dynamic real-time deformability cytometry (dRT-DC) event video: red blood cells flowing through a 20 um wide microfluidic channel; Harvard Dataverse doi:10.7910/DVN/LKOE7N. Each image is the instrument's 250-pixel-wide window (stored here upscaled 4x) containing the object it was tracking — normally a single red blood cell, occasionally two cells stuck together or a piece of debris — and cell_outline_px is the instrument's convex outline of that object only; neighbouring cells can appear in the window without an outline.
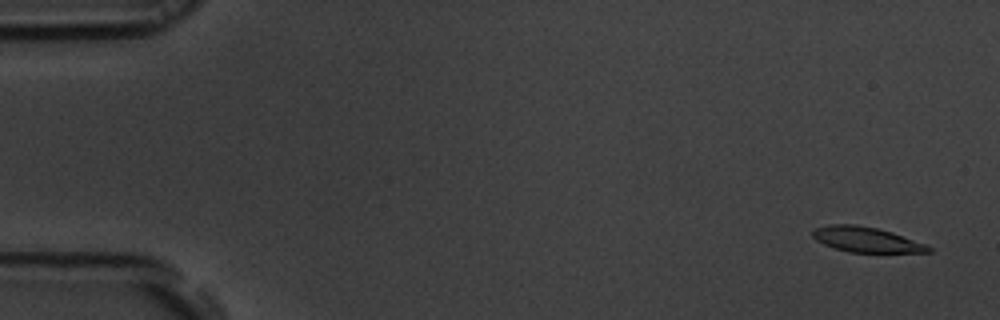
{"species": "common noctule bat (a hibernating species)", "species_latin": "Nyctalus noctula", "temperature_condition": "room temperature", "stored_images_in_passage": 56, "camera_frame_rate_fps": 3000, "um_per_image_px": 0.085, "animal": {"sex": "male", "body_mass_g": 19.5, "forearm_length_mm": 54.6}, "frame": {"image": 1, "passage_image": 3, "time_ms": 0.667, "image_size_px": [1000, 320], "cell_outline_px": [[932, 252], [848, 252], [824, 244], [816, 240], [812, 236], [812, 232], [816, 228], [828, 224], [856, 224], [876, 228], [892, 232], [924, 244], [932, 248]], "centroid_in_image_um": [73.6, 20.35], "position_along_channel_um": 11.4, "area_um2": 16.76}}
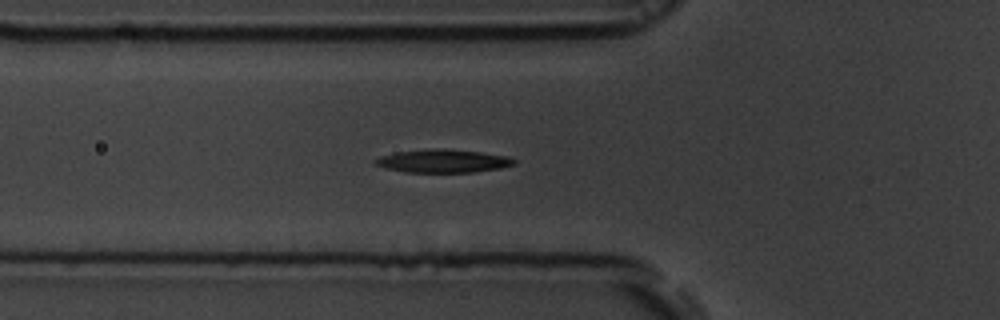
{"frame": {"image": 2, "passage_image": 20, "time_ms": 6.333, "image_size_px": [1000, 320], "cell_outline_px": [[516, 164], [500, 168], [472, 172], [404, 172], [384, 168], [376, 164], [372, 160], [380, 156], [396, 152], [428, 148], [480, 152], [508, 156], [516, 160]], "centroid_in_image_um": [37.62, 13.69], "position_along_channel_um": 88.2, "area_um2": 18.67}}
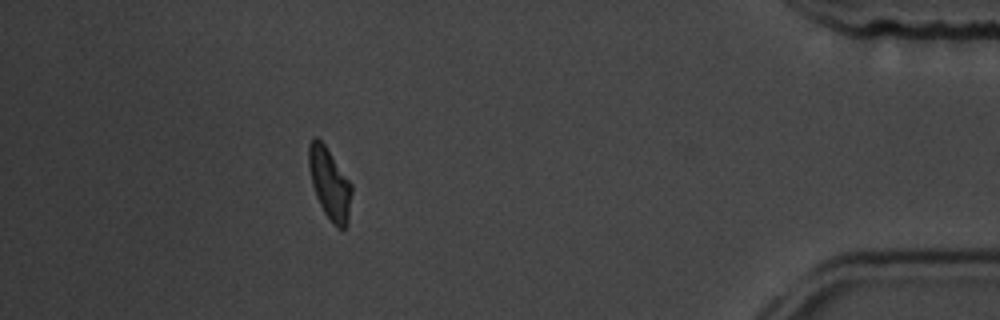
{"frame": {"image": 3, "passage_image": 50, "time_ms": 16.333, "image_size_px": [1000, 320], "cell_outline_px": [[352, 192], [348, 224], [344, 228], [336, 228], [332, 224], [324, 212], [316, 196], [312, 184], [308, 164], [308, 144], [312, 136], [316, 136], [324, 144], [352, 184]], "centroid_in_image_um": [28.01, 15.61], "position_along_channel_um": 407.2, "area_um2": 17.92}, "authors_computed_cell_mechanics": {"area_um2": 18.2359, "velocity_mm_per_s": 3.7032, "shape_relaxation_time_tau1_ms": 2.4835, "shape_relaxation_time_tau2_ms": null, "deformation_change_tau1": 0.1577, "deformation_change_tau2": null}}